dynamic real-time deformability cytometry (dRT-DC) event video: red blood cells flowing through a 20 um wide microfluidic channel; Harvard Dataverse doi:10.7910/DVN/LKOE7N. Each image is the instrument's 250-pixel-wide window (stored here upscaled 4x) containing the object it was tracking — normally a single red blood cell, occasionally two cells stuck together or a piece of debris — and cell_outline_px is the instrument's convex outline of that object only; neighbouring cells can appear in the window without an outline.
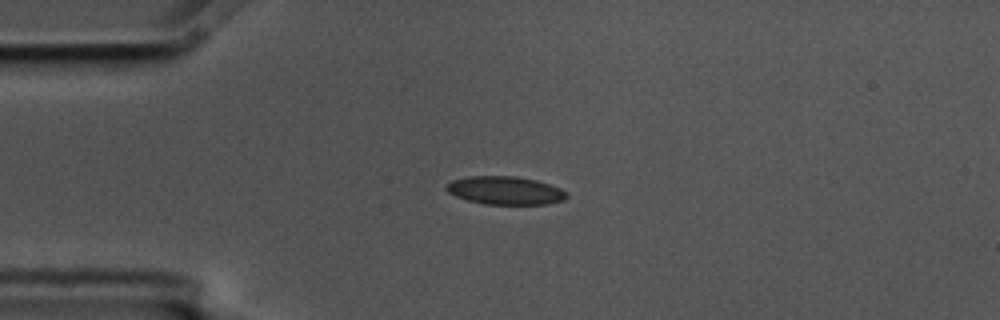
{"species": "common noctule bat (a hibernating species)", "species_latin": "Nyctalus noctula", "temperature_condition": "cold", "stored_images_in_passage": 4, "camera_frame_rate_fps": 3000, "um_per_image_px": 0.085, "animal": {"sex": "male", "body_mass_g": 17.5, "forearm_length_mm": 52.3}, "frame": {"image": 1, "passage_image": 1, "time_ms": 0.0, "image_size_px": [1000, 320], "cell_outline_px": [[568, 196], [564, 200], [548, 204], [484, 204], [468, 200], [456, 196], [448, 192], [444, 188], [452, 180], [468, 176], [516, 176], [536, 180], [560, 188], [568, 192]], "centroid_in_image_um": [42.96, 16.19], "position_along_channel_um": 42.0, "area_um2": 19.77}}